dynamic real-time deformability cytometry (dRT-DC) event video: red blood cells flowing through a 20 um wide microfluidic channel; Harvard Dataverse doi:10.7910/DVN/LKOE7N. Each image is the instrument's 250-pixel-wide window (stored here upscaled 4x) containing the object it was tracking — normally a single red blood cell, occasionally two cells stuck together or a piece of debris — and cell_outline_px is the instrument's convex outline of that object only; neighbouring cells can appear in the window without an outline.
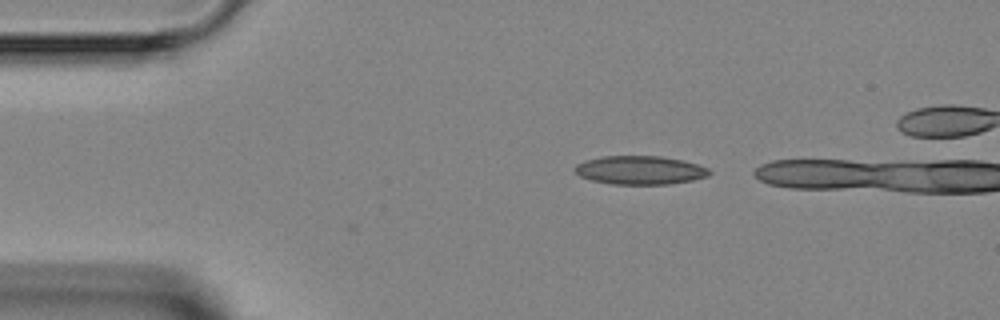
{"species": "Egyptian fruit bat (a non-hibernating species)", "species_latin": "Rousettus aegyptiacus", "temperature_condition": "room temperature", "stored_images_in_passage": 2, "camera_frame_rate_fps": 3000, "um_per_image_px": 0.085, "animal": {"sex": "female"}, "frame": {"image": 1, "passage_image": 2, "time_ms": 1.333, "image_size_px": [1000, 320], "cell_outline_px": [[712, 172], [708, 176], [692, 180], [668, 184], [612, 184], [592, 180], [580, 176], [576, 172], [576, 164], [584, 160], [604, 156], [660, 156], [684, 160], [708, 168]], "centroid_in_image_um": [54.42, 14.46], "position_along_channel_um": 30.6, "area_um2": 22.31}}